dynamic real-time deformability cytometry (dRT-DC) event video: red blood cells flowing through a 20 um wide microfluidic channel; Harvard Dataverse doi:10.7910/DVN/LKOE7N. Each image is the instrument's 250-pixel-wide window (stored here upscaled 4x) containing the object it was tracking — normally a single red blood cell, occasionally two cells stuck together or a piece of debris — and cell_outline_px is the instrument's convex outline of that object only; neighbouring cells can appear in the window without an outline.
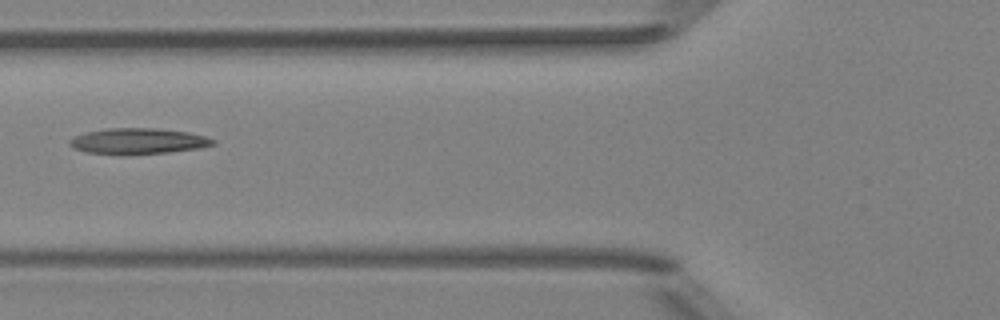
{"species": "Egyptian fruit bat (a non-hibernating species)", "species_latin": "Rousettus aegyptiacus", "temperature_condition": "room temperature", "stored_images_in_passage": 6, "camera_frame_rate_fps": 3000, "um_per_image_px": 0.085, "animal": {"sex": "female"}, "frame": {"image": 1, "passage_image": 6, "time_ms": 6.333, "image_size_px": [1000, 320], "cell_outline_px": [[216, 144], [200, 148], [168, 152], [128, 156], [84, 152], [72, 148], [68, 144], [68, 140], [72, 136], [104, 128], [156, 128], [188, 132], [204, 136], [216, 140]], "centroid_in_image_um": [11.68, 12.01], "position_along_channel_um": 114.1, "area_um2": 22.14}}